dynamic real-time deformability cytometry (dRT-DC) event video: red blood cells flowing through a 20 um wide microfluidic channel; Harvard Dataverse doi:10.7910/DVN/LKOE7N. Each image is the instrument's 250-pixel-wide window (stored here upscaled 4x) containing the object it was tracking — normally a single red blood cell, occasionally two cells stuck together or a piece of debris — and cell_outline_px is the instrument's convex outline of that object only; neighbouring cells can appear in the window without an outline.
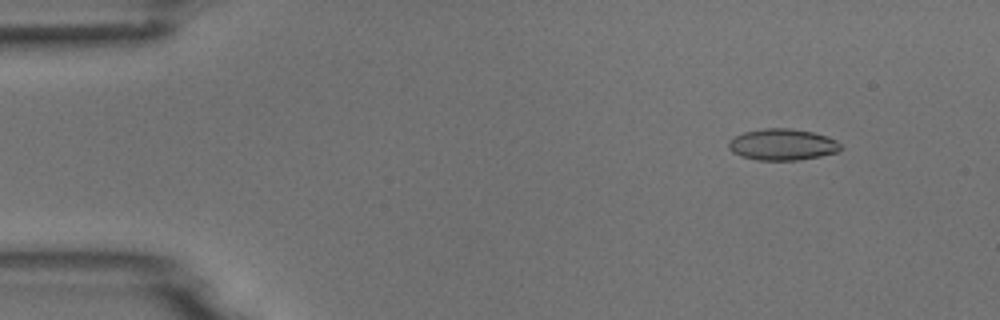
{"species": "common noctule bat (a hibernating species)", "species_latin": "Nyctalus noctula", "temperature_condition": "room temperature", "stored_images_in_passage": 9, "camera_frame_rate_fps": 3000, "um_per_image_px": 0.085, "animal": {"sex": "male", "body_mass_g": 18.8}, "frame": {"image": 1, "passage_image": 2, "time_ms": 1.0, "image_size_px": [1000, 320], "cell_outline_px": [[840, 148], [836, 152], [820, 156], [796, 160], [756, 160], [740, 156], [732, 152], [728, 148], [728, 140], [744, 132], [764, 128], [792, 128], [812, 132], [836, 140], [840, 144]], "centroid_in_image_um": [66.45, 12.29], "position_along_channel_um": 18.6, "area_um2": 20.4}}